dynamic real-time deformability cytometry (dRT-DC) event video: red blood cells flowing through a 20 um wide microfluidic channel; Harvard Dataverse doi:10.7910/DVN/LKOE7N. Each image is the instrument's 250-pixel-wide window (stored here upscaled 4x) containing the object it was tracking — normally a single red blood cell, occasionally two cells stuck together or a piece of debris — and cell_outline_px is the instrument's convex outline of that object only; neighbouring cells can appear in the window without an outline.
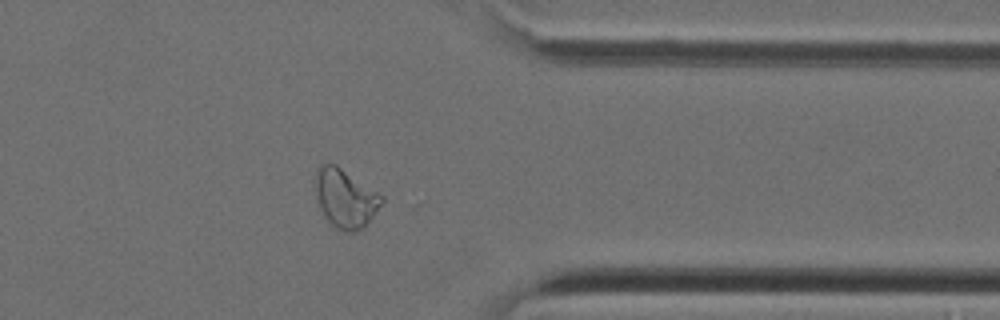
{"species": "Egyptian fruit bat (a non-hibernating species)", "species_latin": "Rousettus aegyptiacus", "temperature_condition": "cold", "stored_images_in_passage": 46, "segment_of_instrument_passage": [1, 2], "camera_frame_rate_fps": 3000, "um_per_image_px": 0.085, "animal": {"sex": "female"}, "frame": {"image": 1, "passage_image": 36, "time_ms": 11.667, "image_size_px": [1000, 320], "cell_outline_px": [[384, 200], [364, 228], [356, 232], [348, 232], [336, 228], [328, 220], [320, 208], [316, 196], [316, 172], [320, 164], [336, 164], [384, 196]], "centroid_in_image_um": [29.37, 16.86], "position_along_channel_um": 382.0, "area_um2": 22.48}}